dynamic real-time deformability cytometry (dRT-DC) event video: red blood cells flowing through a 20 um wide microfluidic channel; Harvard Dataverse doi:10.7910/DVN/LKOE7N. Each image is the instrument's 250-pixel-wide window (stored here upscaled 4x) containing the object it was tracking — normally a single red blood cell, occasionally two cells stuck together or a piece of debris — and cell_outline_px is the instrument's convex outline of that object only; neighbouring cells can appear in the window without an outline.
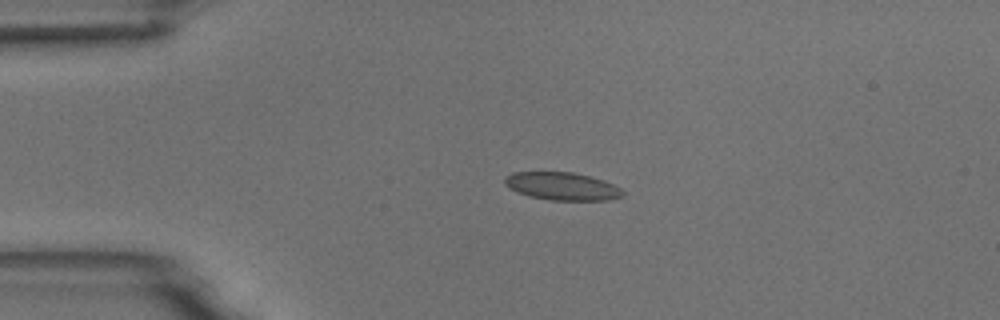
{"species": "common noctule bat (a hibernating species)", "species_latin": "Nyctalus noctula", "temperature_condition": "room temperature", "stored_images_in_passage": 4, "camera_frame_rate_fps": 3000, "um_per_image_px": 0.085, "animal": {"sex": "male", "body_mass_g": 18.8}, "frame": {"image": 1, "passage_image": 3, "time_ms": 0.667, "image_size_px": [1000, 320], "cell_outline_px": [[624, 196], [608, 200], [552, 200], [528, 196], [516, 192], [504, 184], [504, 180], [512, 172], [572, 172], [604, 180], [620, 188], [624, 192]], "centroid_in_image_um": [47.78, 15.83], "position_along_channel_um": 37.2, "area_um2": 19.07}}